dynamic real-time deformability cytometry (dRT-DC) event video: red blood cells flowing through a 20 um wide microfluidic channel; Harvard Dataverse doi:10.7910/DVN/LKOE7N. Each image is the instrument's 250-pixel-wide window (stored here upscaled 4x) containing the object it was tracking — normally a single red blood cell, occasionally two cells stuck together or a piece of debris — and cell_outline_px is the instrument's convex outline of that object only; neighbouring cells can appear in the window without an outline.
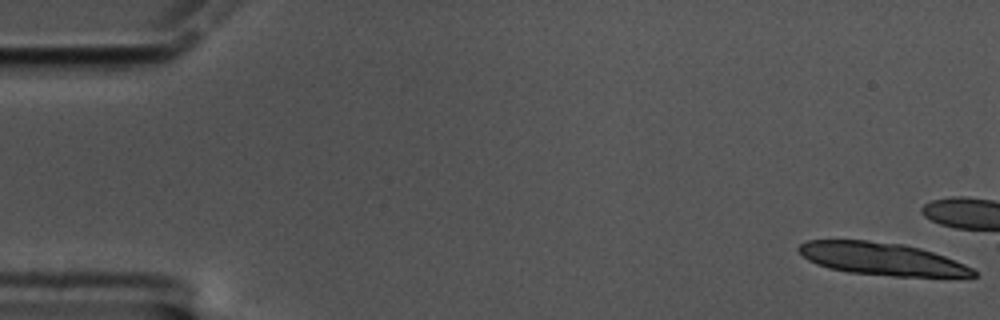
{"species": "common noctule bat (a hibernating species)", "species_latin": "Nyctalus noctula", "temperature_condition": "cold", "stored_images_in_passage": 14, "camera_frame_rate_fps": 3000, "um_per_image_px": 0.085, "animal": {"sex": "male", "body_mass_g": 17.5, "forearm_length_mm": 52.3}, "frame": {"image": 1, "passage_image": 1, "time_ms": 0.0, "image_size_px": [1000, 320], "cell_outline_px": [[976, 276], [892, 276], [848, 272], [828, 268], [816, 264], [808, 260], [796, 248], [800, 244], [808, 240], [868, 240], [904, 244], [920, 248], [944, 256], [964, 264], [972, 268], [976, 272]], "centroid_in_image_um": [74.9, 21.99], "position_along_channel_um": 10.1, "area_um2": 32.89}}